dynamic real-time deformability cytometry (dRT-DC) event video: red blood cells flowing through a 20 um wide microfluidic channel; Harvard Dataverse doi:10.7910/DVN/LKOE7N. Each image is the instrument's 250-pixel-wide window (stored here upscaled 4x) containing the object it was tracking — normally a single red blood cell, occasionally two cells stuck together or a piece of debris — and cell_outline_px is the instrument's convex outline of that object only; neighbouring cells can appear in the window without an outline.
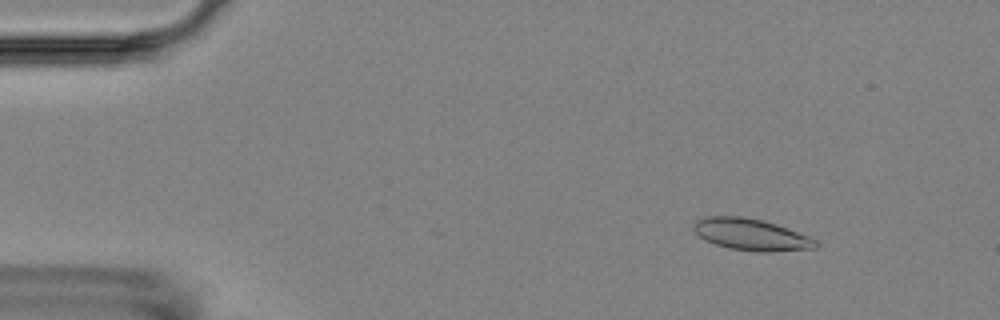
{"species": "Egyptian fruit bat (a non-hibernating species)", "species_latin": "Rousettus aegyptiacus", "temperature_condition": "room temperature", "stored_images_in_passage": 10, "camera_frame_rate_fps": 3000, "um_per_image_px": 0.085, "animal": {"sex": "female"}, "frame": {"image": 1, "passage_image": 1, "time_ms": 0.0, "image_size_px": [1000, 320], "cell_outline_px": [[820, 244], [816, 248], [772, 252], [756, 252], [728, 248], [704, 240], [692, 228], [692, 224], [696, 220], [704, 216], [744, 216], [764, 220], [776, 224], [808, 236], [816, 240]], "centroid_in_image_um": [63.83, 19.93], "position_along_channel_um": 21.2, "area_um2": 22.77}}
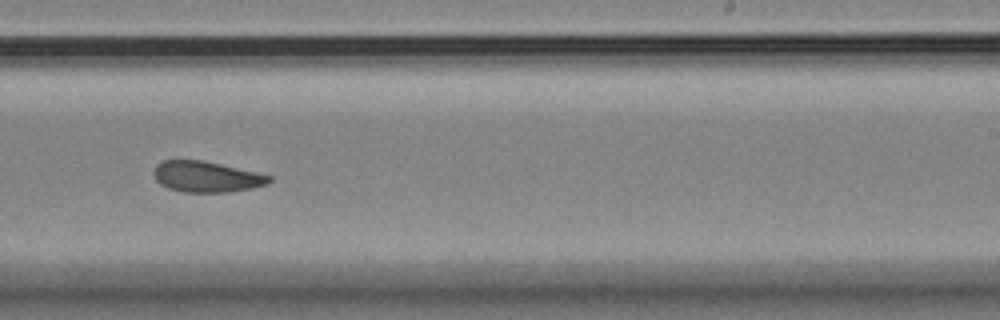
{"frame": {"image": 2, "passage_image": 9, "time_ms": 9.333, "image_size_px": [1000, 320], "cell_outline_px": [[272, 180], [268, 184], [252, 188], [228, 192], [184, 192], [168, 188], [160, 184], [156, 180], [152, 172], [156, 164], [164, 160], [200, 160], [220, 164], [272, 176]], "centroid_in_image_um": [17.52, 15.03], "position_along_channel_um": 271.5, "area_um2": 20.69}}
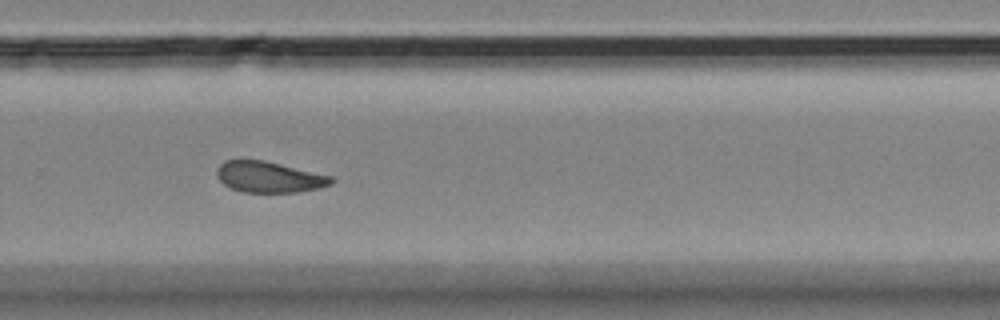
{"frame": {"image": 3, "passage_image": 10, "time_ms": 10.333, "image_size_px": [1000, 320], "cell_outline_px": [[336, 180], [332, 184], [320, 188], [296, 192], [240, 192], [224, 184], [216, 176], [216, 172], [220, 164], [224, 160], [264, 160], [332, 176]], "centroid_in_image_um": [22.89, 15.05], "position_along_channel_um": 306.9, "area_um2": 20.69}}